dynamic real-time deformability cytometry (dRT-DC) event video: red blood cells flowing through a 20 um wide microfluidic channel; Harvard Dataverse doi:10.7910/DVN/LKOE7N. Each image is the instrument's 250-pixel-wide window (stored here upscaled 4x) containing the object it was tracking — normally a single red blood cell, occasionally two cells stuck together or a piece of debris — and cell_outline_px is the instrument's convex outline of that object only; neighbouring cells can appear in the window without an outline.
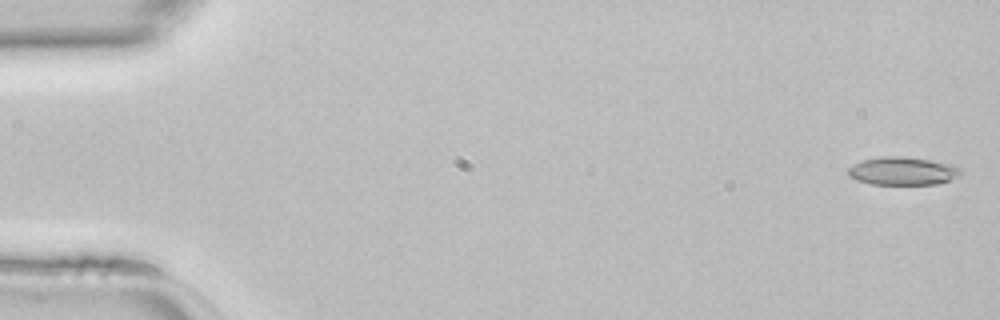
{"species": "common noctule bat (a hibernating species)", "species_latin": "Nyctalus noctula", "temperature_condition": "room temperature", "stored_images_in_passage": 46, "camera_frame_rate_fps": 3000, "um_per_image_px": 0.085, "animal": {"sex": "female", "body_mass_g": 22.7, "forearm_length_mm": 54.2}, "frame": {"image": 1, "passage_image": 1, "time_ms": 0.0, "image_size_px": [1000, 320], "cell_outline_px": [[964, 172], [960, 176], [936, 184], [872, 184], [856, 180], [848, 176], [848, 168], [864, 160], [884, 156], [904, 156], [932, 160], [952, 164], [960, 168]], "centroid_in_image_um": [76.77, 14.53], "position_along_channel_um": 8.2, "area_um2": 18.44}}
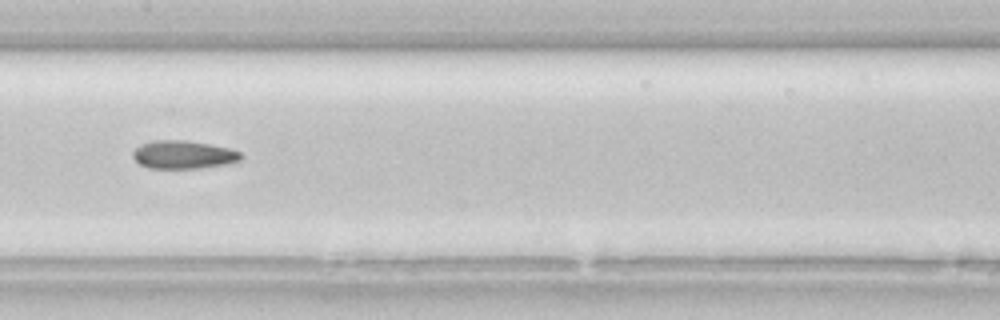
{"frame": {"image": 2, "passage_image": 23, "time_ms": 7.333, "image_size_px": [1000, 320], "cell_outline_px": [[244, 156], [240, 160], [228, 164], [200, 168], [148, 168], [140, 164], [132, 156], [132, 152], [140, 144], [152, 140], [184, 140], [208, 144], [228, 148], [240, 152]], "centroid_in_image_um": [15.58, 13.15], "position_along_channel_um": 191.8, "area_um2": 17.74}}
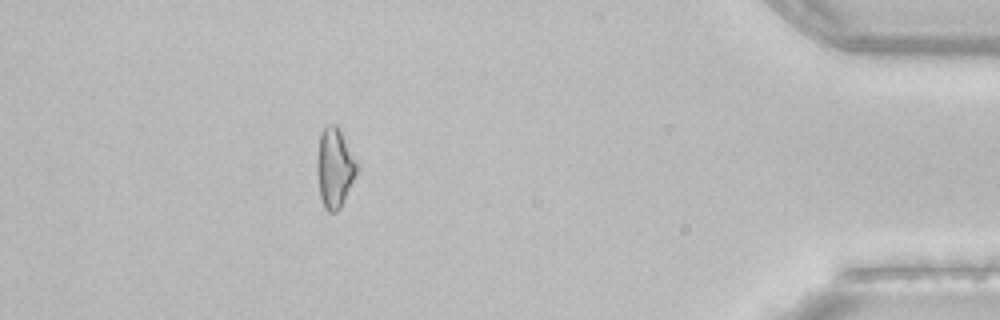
{"frame": {"image": 3, "passage_image": 41, "time_ms": 13.333, "image_size_px": [1000, 320], "cell_outline_px": [[356, 172], [344, 200], [340, 208], [336, 212], [328, 212], [324, 208], [320, 196], [316, 172], [316, 160], [320, 136], [324, 128], [328, 124], [336, 124], [340, 128], [356, 160]], "centroid_in_image_um": [28.41, 14.25], "position_along_channel_um": 406.8, "area_um2": 18.38}}